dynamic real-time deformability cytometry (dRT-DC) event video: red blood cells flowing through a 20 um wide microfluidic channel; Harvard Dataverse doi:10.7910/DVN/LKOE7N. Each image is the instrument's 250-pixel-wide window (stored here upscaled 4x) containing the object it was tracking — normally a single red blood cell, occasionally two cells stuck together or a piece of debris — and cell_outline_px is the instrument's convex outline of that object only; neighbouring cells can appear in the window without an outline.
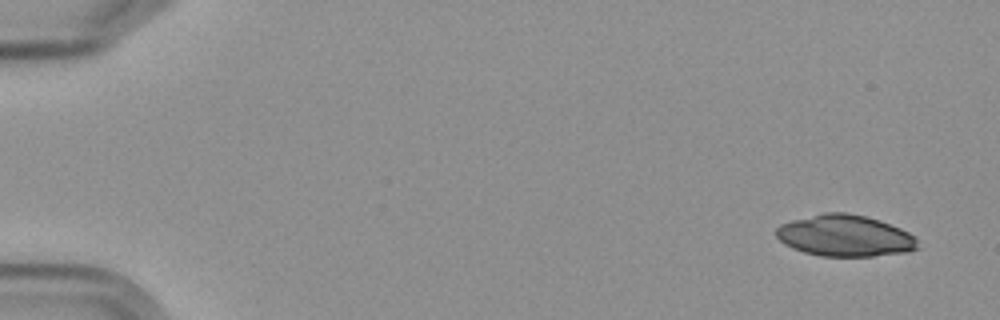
{"species": "Egyptian fruit bat (a non-hibernating species)", "species_latin": "Rousettus aegyptiacus", "temperature_condition": "cold", "stored_images_in_passage": 6, "camera_frame_rate_fps": 3000, "um_per_image_px": 0.085, "frame": {"image": 1, "passage_image": 1, "time_ms": 0.0, "image_size_px": [1000, 320], "cell_outline_px": [[920, 248], [908, 252], [872, 256], [820, 256], [804, 252], [792, 248], [784, 244], [776, 236], [776, 228], [780, 224], [792, 220], [824, 212], [844, 212], [864, 216], [880, 220], [900, 228], [916, 236]], "centroid_in_image_um": [71.84, 20.04], "position_along_channel_um": 13.2, "area_um2": 34.39}}